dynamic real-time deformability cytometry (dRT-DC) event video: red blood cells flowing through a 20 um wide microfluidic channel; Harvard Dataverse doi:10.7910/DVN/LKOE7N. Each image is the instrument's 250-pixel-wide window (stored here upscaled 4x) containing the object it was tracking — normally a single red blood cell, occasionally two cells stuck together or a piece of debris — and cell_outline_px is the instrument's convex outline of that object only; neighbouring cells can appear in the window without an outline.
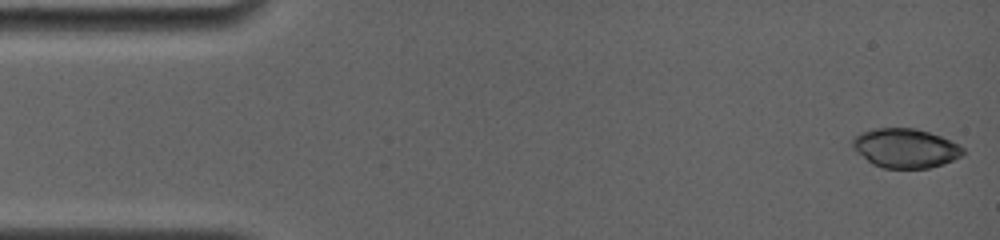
{"species": "common noctule bat (a hibernating species)", "species_latin": "Nyctalus noctula", "temperature_condition": "room temperature", "stored_images_in_passage": 37, "camera_frame_rate_fps": 4000, "um_per_image_px": 0.085, "animal": {"sex": "female", "body_mass_g": 19.0, "forearm_length_mm": 56.7}, "frame": {"image": 1, "passage_image": 1, "time_ms": 0.0, "image_size_px": [1000, 240], "cell_outline_px": [[964, 156], [944, 164], [928, 168], [884, 168], [872, 164], [852, 148], [852, 140], [860, 132], [876, 128], [916, 128], [940, 136], [964, 148]], "centroid_in_image_um": [76.96, 12.6], "position_along_channel_um": 8.0, "area_um2": 25.26}}
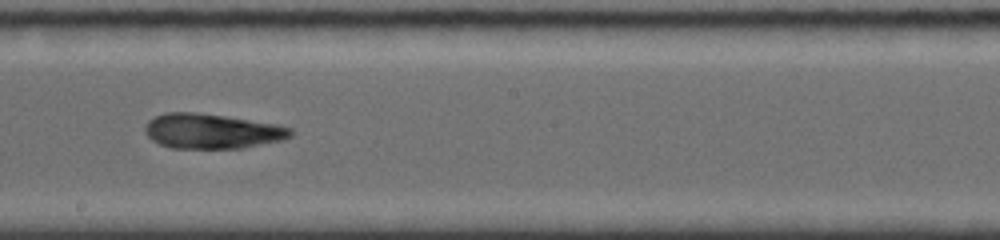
{"frame": {"image": 2, "passage_image": 22, "time_ms": 9.0, "image_size_px": [1000, 240], "cell_outline_px": [[292, 136], [280, 140], [244, 148], [172, 148], [160, 144], [152, 140], [144, 132], [144, 128], [148, 120], [156, 116], [168, 112], [196, 112], [224, 116], [276, 124], [292, 128]], "centroid_in_image_um": [17.99, 11.15], "position_along_channel_um": 230.2, "area_um2": 29.48}}
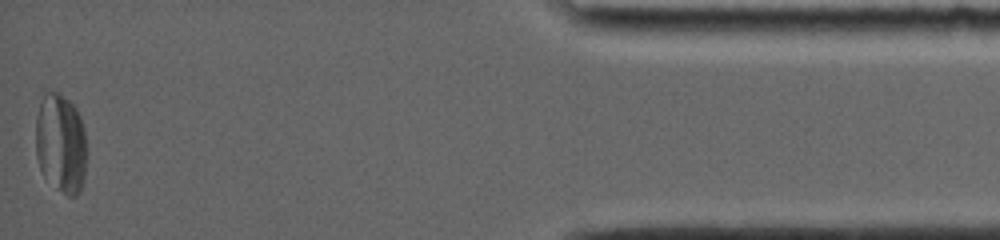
{"frame": {"image": 3, "passage_image": 37, "time_ms": 16.0, "image_size_px": [1000, 240], "cell_outline_px": [[88, 152], [84, 180], [80, 192], [76, 196], [68, 196], [44, 176], [40, 168], [36, 156], [36, 116], [40, 100], [44, 92], [60, 92], [76, 108], [80, 116], [84, 132]], "centroid_in_image_um": [5.18, 12.17], "position_along_channel_um": 430.0, "area_um2": 30.0}, "authors_computed_cell_mechanics": {"area_um2": 29.0734, "velocity_mm_per_s": 3.8009, "shape_relaxation_time_tau1_ms": 4.0188, "shape_relaxation_time_tau2_ms": 3.0251, "deformation_change_tau1": 0.0739, "deformation_change_tau2": 0.0657}}